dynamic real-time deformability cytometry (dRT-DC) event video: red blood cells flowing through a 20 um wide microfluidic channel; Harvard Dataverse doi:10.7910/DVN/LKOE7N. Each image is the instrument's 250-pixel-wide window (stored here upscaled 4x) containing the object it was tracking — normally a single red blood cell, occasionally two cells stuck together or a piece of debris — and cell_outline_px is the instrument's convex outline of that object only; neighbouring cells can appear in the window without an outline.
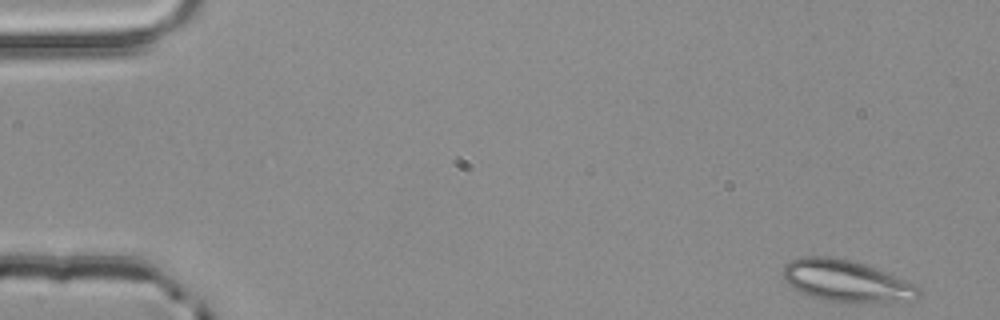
{"species": "common noctule bat (a hibernating species)", "species_latin": "Nyctalus noctula", "temperature_condition": "room temperature", "stored_images_in_passage": 4, "camera_frame_rate_fps": 3000, "um_per_image_px": 0.085, "animal": {"sex": "male", "body_mass_g": 20.4}, "frame": {"image": 1, "passage_image": 1, "time_ms": 0.0, "image_size_px": [1000, 320], "cell_outline_px": [[920, 296], [916, 300], [864, 304], [824, 300], [800, 292], [792, 288], [784, 280], [784, 264], [800, 256], [832, 256], [864, 264], [912, 280], [920, 288]], "centroid_in_image_um": [72.02, 23.9], "position_along_channel_um": 13.0, "area_um2": 33.76}}